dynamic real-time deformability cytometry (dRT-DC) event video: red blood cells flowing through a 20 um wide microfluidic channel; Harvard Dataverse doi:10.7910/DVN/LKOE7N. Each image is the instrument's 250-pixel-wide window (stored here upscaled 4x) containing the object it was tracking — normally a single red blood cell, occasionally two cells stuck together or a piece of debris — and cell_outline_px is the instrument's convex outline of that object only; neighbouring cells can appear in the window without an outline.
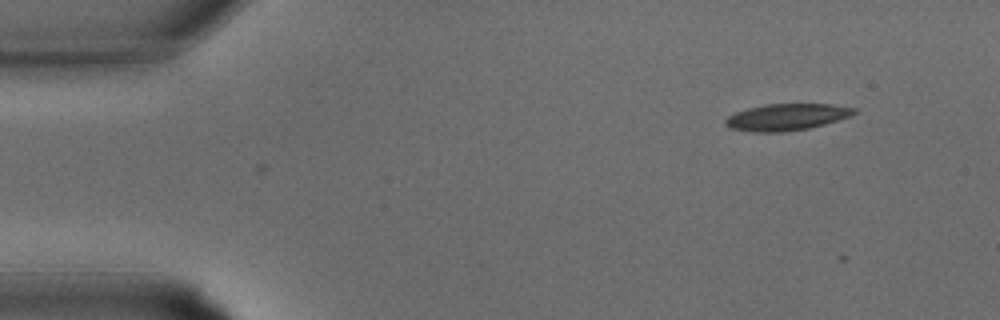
{"species": "common noctule bat (a hibernating species)", "species_latin": "Nyctalus noctula", "temperature_condition": "warm", "stored_images_in_passage": 3, "camera_frame_rate_fps": 3000, "um_per_image_px": 0.085, "animal": {"sex": "male", "body_mass_g": 15.6}, "frame": {"image": 1, "passage_image": 2, "time_ms": 0.333, "image_size_px": [1000, 320], "cell_outline_px": [[856, 112], [852, 116], [824, 124], [808, 128], [784, 132], [752, 132], [728, 128], [724, 124], [724, 120], [728, 116], [736, 112], [748, 108], [764, 104], [828, 104], [856, 108]], "centroid_in_image_um": [66.83, 9.95], "position_along_channel_um": 18.2, "area_um2": 20.06}}